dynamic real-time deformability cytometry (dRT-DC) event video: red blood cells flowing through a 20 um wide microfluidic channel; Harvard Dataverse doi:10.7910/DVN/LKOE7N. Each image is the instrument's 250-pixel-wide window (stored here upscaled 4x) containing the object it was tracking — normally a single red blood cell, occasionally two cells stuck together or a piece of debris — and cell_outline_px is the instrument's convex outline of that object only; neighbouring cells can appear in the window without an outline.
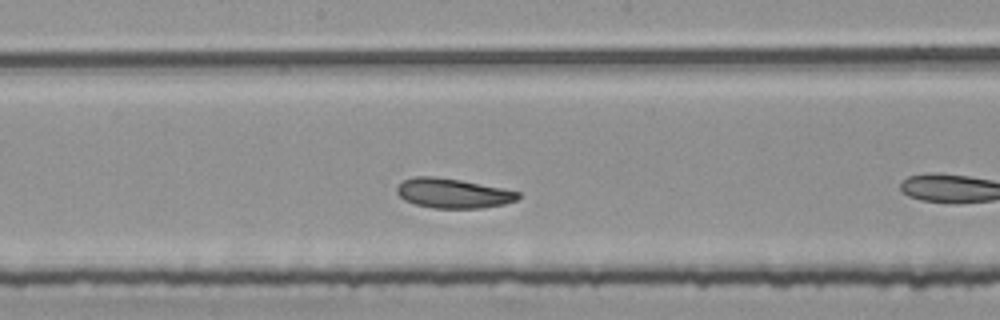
{"species": "common noctule bat (a hibernating species)", "species_latin": "Nyctalus noctula", "temperature_condition": "room temperature", "stored_images_in_passage": 15, "camera_frame_rate_fps": 3000, "um_per_image_px": 0.085, "animal": {"sex": "female", "body_mass_g": 25.1}, "frame": {"image": 1, "passage_image": 13, "time_ms": 4.0, "image_size_px": [1000, 320], "cell_outline_px": [[520, 196], [516, 200], [504, 204], [480, 208], [432, 208], [416, 204], [404, 200], [396, 192], [396, 188], [404, 180], [416, 176], [432, 176], [460, 180], [520, 192]], "centroid_in_image_um": [38.48, 16.43], "position_along_channel_um": 209.7, "area_um2": 20.69}}